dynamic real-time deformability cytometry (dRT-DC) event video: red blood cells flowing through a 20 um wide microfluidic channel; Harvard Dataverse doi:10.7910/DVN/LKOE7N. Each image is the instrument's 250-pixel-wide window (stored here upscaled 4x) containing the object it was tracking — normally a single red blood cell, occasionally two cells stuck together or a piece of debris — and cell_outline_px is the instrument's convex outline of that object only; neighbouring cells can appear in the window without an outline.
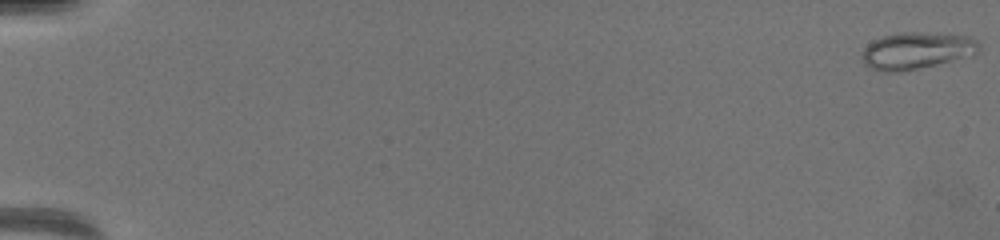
{"species": "common noctule bat (a hibernating species)", "species_latin": "Nyctalus noctula", "temperature_condition": "warm", "stored_images_in_passage": 64, "camera_frame_rate_fps": 3000, "um_per_image_px": 0.085, "animal": {"sex": "female", "body_mass_g": 19.5, "forearm_length_mm": 54.1}, "frame": {"image": 1, "passage_image": 1, "time_ms": 0.0, "image_size_px": [1000, 240], "cell_outline_px": [[980, 52], [972, 56], [936, 64], [896, 72], [880, 72], [864, 64], [860, 56], [860, 52], [872, 40], [884, 36], [900, 32], [936, 32], [972, 36], [980, 44]], "centroid_in_image_um": [77.93, 4.28], "position_along_channel_um": 7.1, "area_um2": 25.61}}
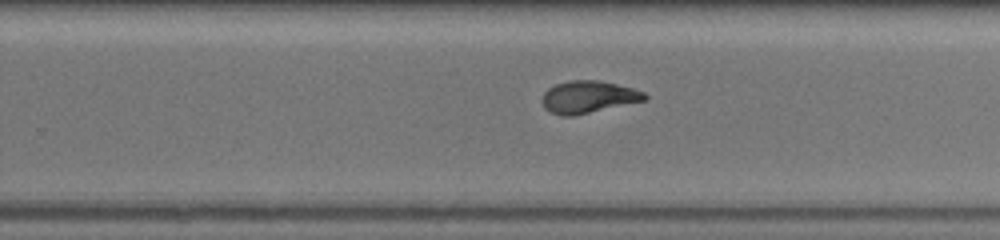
{"frame": {"image": 2, "passage_image": 44, "time_ms": 14.333, "image_size_px": [1000, 240], "cell_outline_px": [[648, 100], [572, 116], [560, 116], [548, 112], [544, 108], [540, 100], [544, 92], [548, 88], [556, 84], [568, 80], [600, 80], [632, 88], [644, 92], [648, 96]], "centroid_in_image_um": [49.97, 8.25], "position_along_channel_um": 279.8, "area_um2": 19.54}}
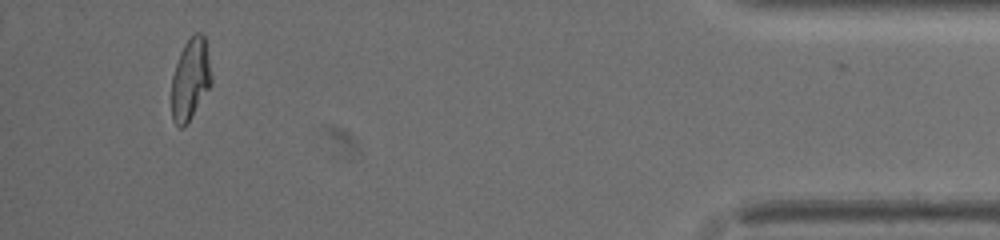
{"frame": {"image": 3, "passage_image": 62, "time_ms": 20.333, "image_size_px": [1000, 240], "cell_outline_px": [[212, 84], [184, 128], [180, 128], [172, 120], [172, 76], [180, 52], [184, 44], [196, 32], [200, 32], [204, 36], [212, 76]], "centroid_in_image_um": [16.18, 6.75], "position_along_channel_um": 419.0, "area_um2": 18.79}, "authors_computed_cell_mechanics": {"area_um2": 19.4208, "velocity_mm_per_s": 3.3341, "shape_relaxation_time_tau1_ms": 8.2079, "shape_relaxation_time_tau2_ms": 1.3407, "deformation_change_tau1": 0.277, "deformation_change_tau2": 0.0671}}